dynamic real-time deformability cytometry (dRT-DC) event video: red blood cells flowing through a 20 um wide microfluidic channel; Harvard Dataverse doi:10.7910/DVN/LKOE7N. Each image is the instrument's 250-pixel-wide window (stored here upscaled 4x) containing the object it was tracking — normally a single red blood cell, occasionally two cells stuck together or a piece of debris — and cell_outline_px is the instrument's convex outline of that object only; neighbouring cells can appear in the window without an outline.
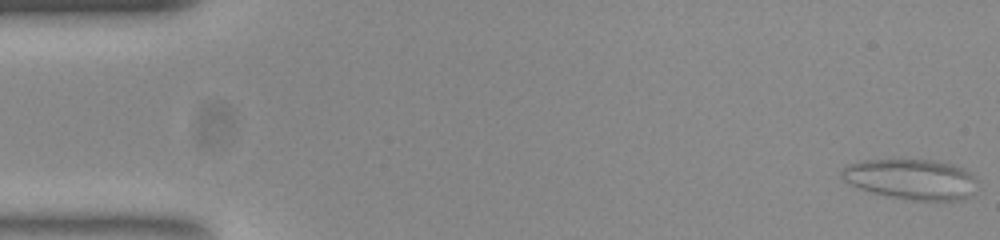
{"species": "common noctule bat (a hibernating species)", "species_latin": "Nyctalus noctula", "temperature_condition": "room temperature", "stored_images_in_passage": 55, "camera_frame_rate_fps": 3000, "um_per_image_px": 0.085, "animal": {"sex": "female", "body_mass_g": 23.0, "forearm_length_mm": 53.4}, "frame": {"image": 1, "passage_image": 1, "time_ms": 0.0, "image_size_px": [1000, 240], "cell_outline_px": [[976, 180], [968, 196], [964, 200], [908, 200], [888, 196], [872, 192], [848, 184], [840, 176], [840, 172], [848, 164], [860, 160], [932, 160], [952, 164], [964, 168]], "centroid_in_image_um": [77.39, 15.23], "position_along_channel_um": 7.6, "area_um2": 31.67}}
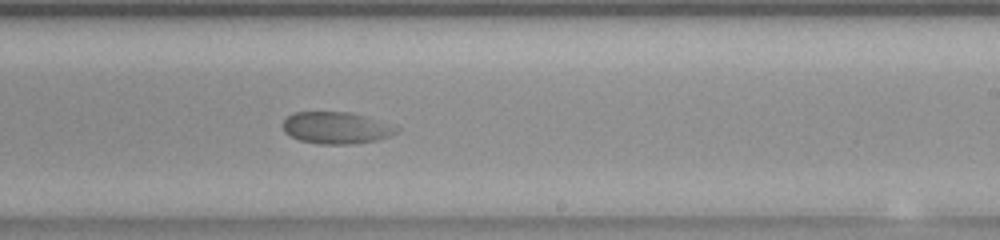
{"frame": {"image": 2, "passage_image": 33, "time_ms": 10.667, "image_size_px": [1000, 240], "cell_outline_px": [[400, 132], [376, 140], [356, 144], [320, 144], [300, 140], [284, 132], [284, 120], [292, 112], [352, 112], [400, 128]], "centroid_in_image_um": [28.58, 10.87], "position_along_channel_um": 260.4, "area_um2": 20.92}}
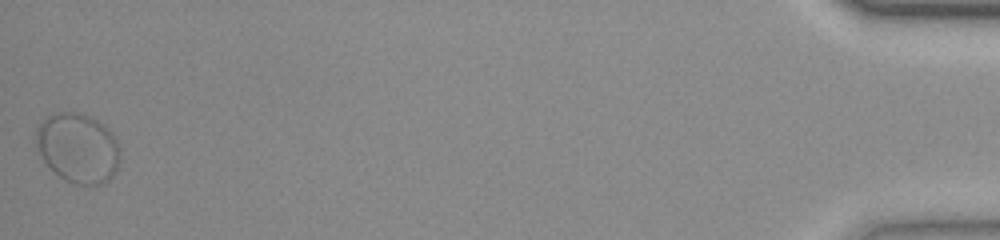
{"frame": {"image": 3, "passage_image": 55, "time_ms": 18.0, "image_size_px": [1000, 240], "cell_outline_px": [[120, 160], [112, 176], [104, 184], [72, 184], [64, 180], [44, 160], [36, 148], [36, 128], [48, 116], [60, 112], [76, 112], [88, 116], [104, 124], [116, 136], [120, 148]], "centroid_in_image_um": [6.66, 12.58], "position_along_channel_um": 428.5, "area_um2": 34.1}}